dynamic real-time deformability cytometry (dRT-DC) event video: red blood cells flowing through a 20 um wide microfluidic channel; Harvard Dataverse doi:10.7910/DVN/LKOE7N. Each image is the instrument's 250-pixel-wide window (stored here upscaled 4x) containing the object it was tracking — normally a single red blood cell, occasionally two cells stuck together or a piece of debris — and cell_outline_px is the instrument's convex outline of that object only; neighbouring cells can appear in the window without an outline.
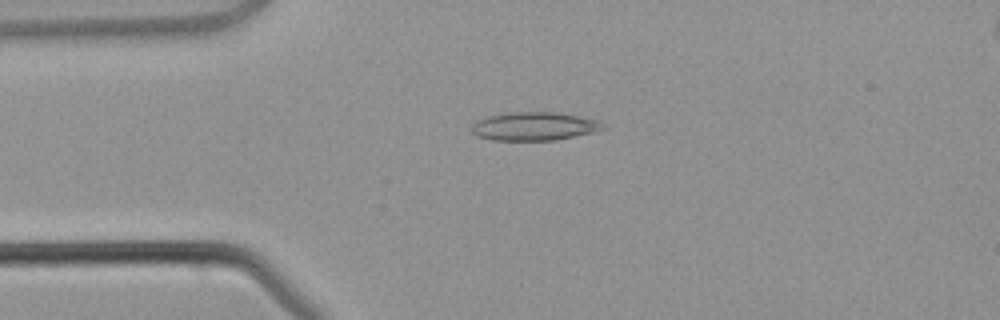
{"species": "common noctule bat (a hibernating species)", "species_latin": "Nyctalus noctula", "temperature_condition": "warm", "stored_images_in_passage": 3, "camera_frame_rate_fps": 3000, "um_per_image_px": 0.085, "animal": {"sex": "male", "body_mass_g": 21.5, "forearm_length_mm": 52.0}, "frame": {"image": 1, "passage_image": 3, "time_ms": 2.333, "image_size_px": [1000, 320], "cell_outline_px": [[608, 128], [596, 132], [556, 140], [492, 140], [476, 136], [472, 132], [472, 124], [476, 120], [484, 116], [508, 112], [556, 112], [600, 120]], "centroid_in_image_um": [45.42, 10.73], "position_along_channel_um": 39.6, "area_um2": 22.14}}